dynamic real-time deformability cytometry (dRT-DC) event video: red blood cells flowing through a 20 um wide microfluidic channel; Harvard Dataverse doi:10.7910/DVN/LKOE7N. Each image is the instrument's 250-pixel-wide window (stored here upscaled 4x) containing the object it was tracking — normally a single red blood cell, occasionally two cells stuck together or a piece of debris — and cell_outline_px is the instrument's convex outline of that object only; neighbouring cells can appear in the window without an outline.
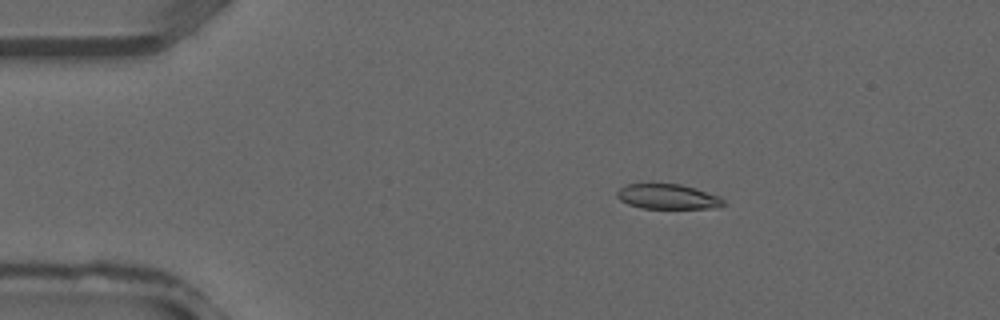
{"species": "common noctule bat (a hibernating species)", "species_latin": "Nyctalus noctula", "temperature_condition": "warm", "stored_images_in_passage": 10, "camera_frame_rate_fps": 3000, "um_per_image_px": 0.085, "animal": {"sex": "male", "forearm_length_mm": 52.5}, "frame": {"image": 1, "passage_image": 5, "time_ms": 1.333, "image_size_px": [1000, 320], "cell_outline_px": [[724, 204], [720, 208], [640, 208], [628, 204], [620, 200], [616, 196], [616, 192], [620, 188], [628, 184], [680, 184], [720, 196], [724, 200]], "centroid_in_image_um": [56.75, 16.72], "position_along_channel_um": 28.2, "area_um2": 15.43}}